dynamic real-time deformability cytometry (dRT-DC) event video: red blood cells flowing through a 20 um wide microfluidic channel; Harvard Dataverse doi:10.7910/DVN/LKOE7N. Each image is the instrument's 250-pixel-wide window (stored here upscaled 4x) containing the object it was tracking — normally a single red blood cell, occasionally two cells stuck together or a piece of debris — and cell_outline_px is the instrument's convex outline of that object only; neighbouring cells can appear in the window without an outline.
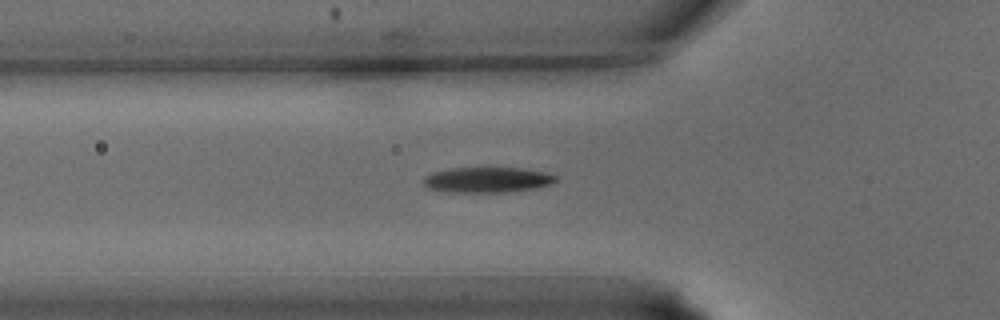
{"species": "common noctule bat (a hibernating species)", "species_latin": "Nyctalus noctula", "temperature_condition": "warm", "stored_images_in_passage": 28, "segment_of_instrument_passage": [1, 2], "camera_frame_rate_fps": 3000, "um_per_image_px": 0.085, "animal": {"sex": "male", "body_mass_g": 15.6}, "frame": {"image": 1, "passage_image": 3, "time_ms": 0.667, "image_size_px": [1000, 320], "cell_outline_px": [[560, 176], [552, 184], [536, 188], [508, 192], [444, 192], [424, 188], [420, 180], [424, 176], [432, 172], [448, 168], [520, 168], [548, 172]], "centroid_in_image_um": [41.37, 15.29], "position_along_channel_um": 84.4, "area_um2": 20.17}}
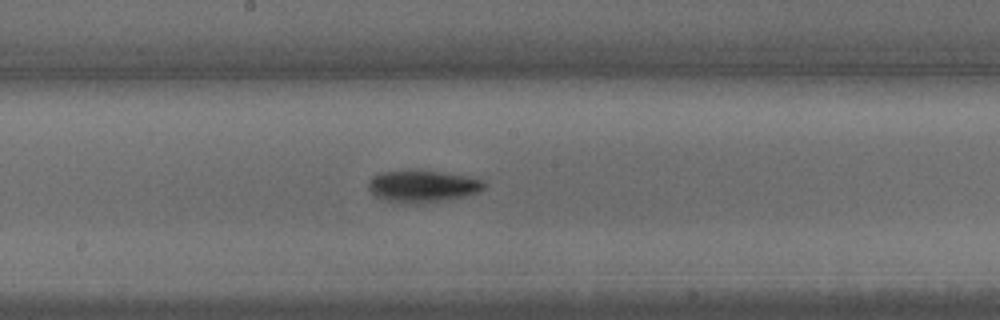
{"frame": {"image": 2, "passage_image": 10, "time_ms": 3.0, "image_size_px": [1000, 320], "cell_outline_px": [[488, 184], [484, 188], [476, 192], [464, 196], [444, 200], [416, 204], [400, 204], [376, 196], [368, 188], [368, 184], [372, 176], [380, 172], [408, 168], [440, 172], [464, 176], [484, 180]], "centroid_in_image_um": [35.88, 15.81], "position_along_channel_um": 212.3, "area_um2": 21.91}}
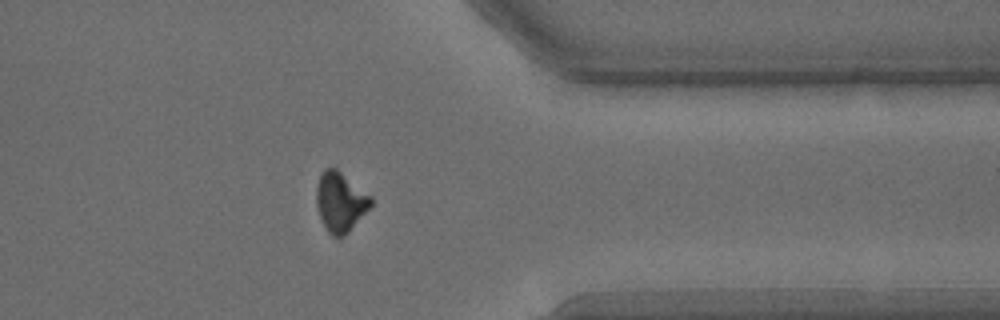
{"frame": {"image": 3, "passage_image": 20, "time_ms": 6.333, "image_size_px": [1000, 320], "cell_outline_px": [[372, 204], [348, 232], [344, 236], [332, 236], [328, 232], [320, 220], [316, 204], [316, 188], [320, 172], [324, 168], [336, 168], [372, 196]], "centroid_in_image_um": [28.9, 17.14], "position_along_channel_um": 382.5, "area_um2": 18.96}}